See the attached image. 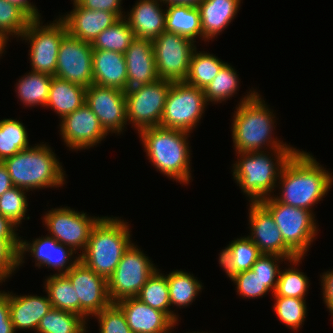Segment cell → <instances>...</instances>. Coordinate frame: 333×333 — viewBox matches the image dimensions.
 I'll return each mask as SVG.
<instances>
[{"mask_svg":"<svg viewBox=\"0 0 333 333\" xmlns=\"http://www.w3.org/2000/svg\"><path fill=\"white\" fill-rule=\"evenodd\" d=\"M21 238H0V284L7 281L18 267ZM7 279V280H6Z\"/></svg>","mask_w":333,"mask_h":333,"instance_id":"f6af8a7d","label":"cell"},{"mask_svg":"<svg viewBox=\"0 0 333 333\" xmlns=\"http://www.w3.org/2000/svg\"><path fill=\"white\" fill-rule=\"evenodd\" d=\"M23 123L17 119L0 120V161L31 147Z\"/></svg>","mask_w":333,"mask_h":333,"instance_id":"8d00e7d4","label":"cell"},{"mask_svg":"<svg viewBox=\"0 0 333 333\" xmlns=\"http://www.w3.org/2000/svg\"><path fill=\"white\" fill-rule=\"evenodd\" d=\"M188 333H189V332H188ZM191 333H205V332H198V331H197V332H194V331H193V332H191ZM206 333H208V332H206Z\"/></svg>","mask_w":333,"mask_h":333,"instance_id":"9f6ffc18","label":"cell"},{"mask_svg":"<svg viewBox=\"0 0 333 333\" xmlns=\"http://www.w3.org/2000/svg\"><path fill=\"white\" fill-rule=\"evenodd\" d=\"M16 231L18 227L0 214V238H22Z\"/></svg>","mask_w":333,"mask_h":333,"instance_id":"f907efd6","label":"cell"},{"mask_svg":"<svg viewBox=\"0 0 333 333\" xmlns=\"http://www.w3.org/2000/svg\"><path fill=\"white\" fill-rule=\"evenodd\" d=\"M87 322L79 314L51 308L40 320L36 333H85Z\"/></svg>","mask_w":333,"mask_h":333,"instance_id":"e575fe53","label":"cell"},{"mask_svg":"<svg viewBox=\"0 0 333 333\" xmlns=\"http://www.w3.org/2000/svg\"><path fill=\"white\" fill-rule=\"evenodd\" d=\"M226 63L215 55L205 51H197L196 48L192 54L189 72L184 81L203 90Z\"/></svg>","mask_w":333,"mask_h":333,"instance_id":"d6a6232c","label":"cell"},{"mask_svg":"<svg viewBox=\"0 0 333 333\" xmlns=\"http://www.w3.org/2000/svg\"><path fill=\"white\" fill-rule=\"evenodd\" d=\"M93 316L98 320L99 333H133L124 313L115 303Z\"/></svg>","mask_w":333,"mask_h":333,"instance_id":"ee69618b","label":"cell"},{"mask_svg":"<svg viewBox=\"0 0 333 333\" xmlns=\"http://www.w3.org/2000/svg\"><path fill=\"white\" fill-rule=\"evenodd\" d=\"M321 277L322 295L323 302L326 304V308L331 313L333 318V270H328ZM333 321V320H332Z\"/></svg>","mask_w":333,"mask_h":333,"instance_id":"681fc988","label":"cell"},{"mask_svg":"<svg viewBox=\"0 0 333 333\" xmlns=\"http://www.w3.org/2000/svg\"><path fill=\"white\" fill-rule=\"evenodd\" d=\"M43 143H35L36 146L21 150L3 161L13 186L30 192L64 185L66 173L62 162L56 157L50 145Z\"/></svg>","mask_w":333,"mask_h":333,"instance_id":"5b68a950","label":"cell"},{"mask_svg":"<svg viewBox=\"0 0 333 333\" xmlns=\"http://www.w3.org/2000/svg\"><path fill=\"white\" fill-rule=\"evenodd\" d=\"M93 83L126 91L127 66L123 53L93 50Z\"/></svg>","mask_w":333,"mask_h":333,"instance_id":"484cf974","label":"cell"},{"mask_svg":"<svg viewBox=\"0 0 333 333\" xmlns=\"http://www.w3.org/2000/svg\"><path fill=\"white\" fill-rule=\"evenodd\" d=\"M52 308L48 295H16L9 293V314L15 332L33 330L36 332L42 317ZM25 329V330H24Z\"/></svg>","mask_w":333,"mask_h":333,"instance_id":"cb8c5ba5","label":"cell"},{"mask_svg":"<svg viewBox=\"0 0 333 333\" xmlns=\"http://www.w3.org/2000/svg\"><path fill=\"white\" fill-rule=\"evenodd\" d=\"M259 203L272 215L285 244L298 256L307 255L318 235L315 215L306 209L280 203L273 196Z\"/></svg>","mask_w":333,"mask_h":333,"instance_id":"52a82bcc","label":"cell"},{"mask_svg":"<svg viewBox=\"0 0 333 333\" xmlns=\"http://www.w3.org/2000/svg\"><path fill=\"white\" fill-rule=\"evenodd\" d=\"M80 300V316L86 320L111 304L107 280L79 260L66 274Z\"/></svg>","mask_w":333,"mask_h":333,"instance_id":"2e32d148","label":"cell"},{"mask_svg":"<svg viewBox=\"0 0 333 333\" xmlns=\"http://www.w3.org/2000/svg\"><path fill=\"white\" fill-rule=\"evenodd\" d=\"M273 309L278 319L293 331L301 329L307 317L306 299L273 296ZM303 324V325H302Z\"/></svg>","mask_w":333,"mask_h":333,"instance_id":"60d3db41","label":"cell"},{"mask_svg":"<svg viewBox=\"0 0 333 333\" xmlns=\"http://www.w3.org/2000/svg\"><path fill=\"white\" fill-rule=\"evenodd\" d=\"M242 0H203L200 11L202 41H212L235 19Z\"/></svg>","mask_w":333,"mask_h":333,"instance_id":"d4e9b609","label":"cell"},{"mask_svg":"<svg viewBox=\"0 0 333 333\" xmlns=\"http://www.w3.org/2000/svg\"><path fill=\"white\" fill-rule=\"evenodd\" d=\"M59 17L66 24L70 35L88 43H92L102 31L120 19L115 13L90 10L81 7L76 1L73 2L71 12Z\"/></svg>","mask_w":333,"mask_h":333,"instance_id":"44dd1931","label":"cell"},{"mask_svg":"<svg viewBox=\"0 0 333 333\" xmlns=\"http://www.w3.org/2000/svg\"><path fill=\"white\" fill-rule=\"evenodd\" d=\"M26 253H29L35 260V266L38 268L46 267L57 270L55 274H66L79 260L80 255L72 248L65 246L55 240L53 237L46 235L45 237L33 239L31 242L20 239L18 251V267L22 266ZM74 254H77L75 256ZM75 256V257H74Z\"/></svg>","mask_w":333,"mask_h":333,"instance_id":"ac0fdd59","label":"cell"},{"mask_svg":"<svg viewBox=\"0 0 333 333\" xmlns=\"http://www.w3.org/2000/svg\"><path fill=\"white\" fill-rule=\"evenodd\" d=\"M92 52L91 43L73 37L67 32L59 46L54 76L88 88L93 84Z\"/></svg>","mask_w":333,"mask_h":333,"instance_id":"5bb4252c","label":"cell"},{"mask_svg":"<svg viewBox=\"0 0 333 333\" xmlns=\"http://www.w3.org/2000/svg\"><path fill=\"white\" fill-rule=\"evenodd\" d=\"M86 104L107 134L124 132L128 124L125 91L93 83L86 88Z\"/></svg>","mask_w":333,"mask_h":333,"instance_id":"9a60e30c","label":"cell"},{"mask_svg":"<svg viewBox=\"0 0 333 333\" xmlns=\"http://www.w3.org/2000/svg\"><path fill=\"white\" fill-rule=\"evenodd\" d=\"M248 237L262 254H274L288 259L298 257L284 242L272 215L259 203L249 202Z\"/></svg>","mask_w":333,"mask_h":333,"instance_id":"d6986e66","label":"cell"},{"mask_svg":"<svg viewBox=\"0 0 333 333\" xmlns=\"http://www.w3.org/2000/svg\"><path fill=\"white\" fill-rule=\"evenodd\" d=\"M288 260V258L274 254H262L256 260L251 270L261 279H269V289H272L273 294L278 282L280 270L282 269L279 267V264Z\"/></svg>","mask_w":333,"mask_h":333,"instance_id":"bcb514c9","label":"cell"},{"mask_svg":"<svg viewBox=\"0 0 333 333\" xmlns=\"http://www.w3.org/2000/svg\"><path fill=\"white\" fill-rule=\"evenodd\" d=\"M59 135L71 150H85L100 144L108 135L91 108L84 103L60 119Z\"/></svg>","mask_w":333,"mask_h":333,"instance_id":"e0dca14e","label":"cell"},{"mask_svg":"<svg viewBox=\"0 0 333 333\" xmlns=\"http://www.w3.org/2000/svg\"><path fill=\"white\" fill-rule=\"evenodd\" d=\"M165 9V31L186 36L195 42L197 37L202 39L200 11L197 6L167 5Z\"/></svg>","mask_w":333,"mask_h":333,"instance_id":"f1b7e54d","label":"cell"},{"mask_svg":"<svg viewBox=\"0 0 333 333\" xmlns=\"http://www.w3.org/2000/svg\"><path fill=\"white\" fill-rule=\"evenodd\" d=\"M204 92L185 81L173 82L168 92L160 127L191 133L205 114Z\"/></svg>","mask_w":333,"mask_h":333,"instance_id":"ba28073f","label":"cell"},{"mask_svg":"<svg viewBox=\"0 0 333 333\" xmlns=\"http://www.w3.org/2000/svg\"><path fill=\"white\" fill-rule=\"evenodd\" d=\"M278 180L280 195H272L277 201L313 214V206L326 197L333 185L332 173L311 153L299 149L286 162Z\"/></svg>","mask_w":333,"mask_h":333,"instance_id":"6da1fadb","label":"cell"},{"mask_svg":"<svg viewBox=\"0 0 333 333\" xmlns=\"http://www.w3.org/2000/svg\"><path fill=\"white\" fill-rule=\"evenodd\" d=\"M167 5H191L198 6L203 0H161Z\"/></svg>","mask_w":333,"mask_h":333,"instance_id":"db71d44e","label":"cell"},{"mask_svg":"<svg viewBox=\"0 0 333 333\" xmlns=\"http://www.w3.org/2000/svg\"><path fill=\"white\" fill-rule=\"evenodd\" d=\"M43 287L52 308L80 315V300H76L75 289L64 274L49 275Z\"/></svg>","mask_w":333,"mask_h":333,"instance_id":"836d02e7","label":"cell"},{"mask_svg":"<svg viewBox=\"0 0 333 333\" xmlns=\"http://www.w3.org/2000/svg\"><path fill=\"white\" fill-rule=\"evenodd\" d=\"M169 287V300L172 307H188L203 289L202 283L193 274L174 270L165 275Z\"/></svg>","mask_w":333,"mask_h":333,"instance_id":"4dcf8cb0","label":"cell"},{"mask_svg":"<svg viewBox=\"0 0 333 333\" xmlns=\"http://www.w3.org/2000/svg\"><path fill=\"white\" fill-rule=\"evenodd\" d=\"M161 0H137L124 16L135 38L154 40L165 31L166 9Z\"/></svg>","mask_w":333,"mask_h":333,"instance_id":"603a6c76","label":"cell"},{"mask_svg":"<svg viewBox=\"0 0 333 333\" xmlns=\"http://www.w3.org/2000/svg\"><path fill=\"white\" fill-rule=\"evenodd\" d=\"M138 135L147 159L157 172L183 185L191 182L189 132L157 126L142 129Z\"/></svg>","mask_w":333,"mask_h":333,"instance_id":"277c9868","label":"cell"},{"mask_svg":"<svg viewBox=\"0 0 333 333\" xmlns=\"http://www.w3.org/2000/svg\"><path fill=\"white\" fill-rule=\"evenodd\" d=\"M138 245L132 243L124 252L112 276L107 280L111 303L137 297L147 280L159 269Z\"/></svg>","mask_w":333,"mask_h":333,"instance_id":"30bf717a","label":"cell"},{"mask_svg":"<svg viewBox=\"0 0 333 333\" xmlns=\"http://www.w3.org/2000/svg\"><path fill=\"white\" fill-rule=\"evenodd\" d=\"M230 280L236 285V292L242 298L257 299L272 292L269 289V279H261L251 269L232 275Z\"/></svg>","mask_w":333,"mask_h":333,"instance_id":"7bdbcfd3","label":"cell"},{"mask_svg":"<svg viewBox=\"0 0 333 333\" xmlns=\"http://www.w3.org/2000/svg\"><path fill=\"white\" fill-rule=\"evenodd\" d=\"M26 189L13 186L0 196V214L19 227L26 216L28 206ZM27 218H26V217Z\"/></svg>","mask_w":333,"mask_h":333,"instance_id":"b9f144b4","label":"cell"},{"mask_svg":"<svg viewBox=\"0 0 333 333\" xmlns=\"http://www.w3.org/2000/svg\"><path fill=\"white\" fill-rule=\"evenodd\" d=\"M124 313L133 333H171L177 326L164 312L152 308L137 297L115 303Z\"/></svg>","mask_w":333,"mask_h":333,"instance_id":"ffe728a7","label":"cell"},{"mask_svg":"<svg viewBox=\"0 0 333 333\" xmlns=\"http://www.w3.org/2000/svg\"><path fill=\"white\" fill-rule=\"evenodd\" d=\"M172 81L157 79L147 85L125 91L127 122L138 132L160 126Z\"/></svg>","mask_w":333,"mask_h":333,"instance_id":"8fae6325","label":"cell"},{"mask_svg":"<svg viewBox=\"0 0 333 333\" xmlns=\"http://www.w3.org/2000/svg\"><path fill=\"white\" fill-rule=\"evenodd\" d=\"M137 298L145 304L164 312L175 324L178 325L179 316L171 310L169 300V287L164 273L157 270L141 288Z\"/></svg>","mask_w":333,"mask_h":333,"instance_id":"1f68e13d","label":"cell"},{"mask_svg":"<svg viewBox=\"0 0 333 333\" xmlns=\"http://www.w3.org/2000/svg\"><path fill=\"white\" fill-rule=\"evenodd\" d=\"M262 255L259 248L248 236L232 240L219 254V264L227 277L250 270Z\"/></svg>","mask_w":333,"mask_h":333,"instance_id":"4316f807","label":"cell"},{"mask_svg":"<svg viewBox=\"0 0 333 333\" xmlns=\"http://www.w3.org/2000/svg\"><path fill=\"white\" fill-rule=\"evenodd\" d=\"M42 17L32 19L20 37L30 43L31 71L55 75L59 46L67 33L66 24L59 17L43 25Z\"/></svg>","mask_w":333,"mask_h":333,"instance_id":"9c48e42d","label":"cell"},{"mask_svg":"<svg viewBox=\"0 0 333 333\" xmlns=\"http://www.w3.org/2000/svg\"><path fill=\"white\" fill-rule=\"evenodd\" d=\"M297 150L273 149L235 153L237 161L232 164L231 170L233 179L249 202H259L274 195L284 165Z\"/></svg>","mask_w":333,"mask_h":333,"instance_id":"3957f363","label":"cell"},{"mask_svg":"<svg viewBox=\"0 0 333 333\" xmlns=\"http://www.w3.org/2000/svg\"><path fill=\"white\" fill-rule=\"evenodd\" d=\"M13 184L6 165L0 161V196L8 189L12 188Z\"/></svg>","mask_w":333,"mask_h":333,"instance_id":"f5cc1de1","label":"cell"},{"mask_svg":"<svg viewBox=\"0 0 333 333\" xmlns=\"http://www.w3.org/2000/svg\"><path fill=\"white\" fill-rule=\"evenodd\" d=\"M6 43L0 38V57L2 56L3 52L5 51Z\"/></svg>","mask_w":333,"mask_h":333,"instance_id":"11a10c76","label":"cell"},{"mask_svg":"<svg viewBox=\"0 0 333 333\" xmlns=\"http://www.w3.org/2000/svg\"><path fill=\"white\" fill-rule=\"evenodd\" d=\"M239 77L235 68L228 62L221 68L217 76L203 89L206 101L217 104L230 100L239 90Z\"/></svg>","mask_w":333,"mask_h":333,"instance_id":"f35d334b","label":"cell"},{"mask_svg":"<svg viewBox=\"0 0 333 333\" xmlns=\"http://www.w3.org/2000/svg\"><path fill=\"white\" fill-rule=\"evenodd\" d=\"M192 39L164 31L153 40V51L159 79L172 82L184 81L196 47Z\"/></svg>","mask_w":333,"mask_h":333,"instance_id":"4fadbf2b","label":"cell"},{"mask_svg":"<svg viewBox=\"0 0 333 333\" xmlns=\"http://www.w3.org/2000/svg\"><path fill=\"white\" fill-rule=\"evenodd\" d=\"M32 18L19 6L0 0V38L8 44L9 36L20 38Z\"/></svg>","mask_w":333,"mask_h":333,"instance_id":"ab89813d","label":"cell"},{"mask_svg":"<svg viewBox=\"0 0 333 333\" xmlns=\"http://www.w3.org/2000/svg\"><path fill=\"white\" fill-rule=\"evenodd\" d=\"M42 218L49 236L72 248L76 253L80 251L81 255L86 249L91 230L102 216L91 217L84 211L79 212L68 206L62 208L60 206V208H51Z\"/></svg>","mask_w":333,"mask_h":333,"instance_id":"7c38bea8","label":"cell"},{"mask_svg":"<svg viewBox=\"0 0 333 333\" xmlns=\"http://www.w3.org/2000/svg\"><path fill=\"white\" fill-rule=\"evenodd\" d=\"M129 222L121 217L103 216L93 227L80 260L108 280L124 252L132 244Z\"/></svg>","mask_w":333,"mask_h":333,"instance_id":"8992f818","label":"cell"},{"mask_svg":"<svg viewBox=\"0 0 333 333\" xmlns=\"http://www.w3.org/2000/svg\"><path fill=\"white\" fill-rule=\"evenodd\" d=\"M261 96L251 89L236 105L231 124L235 153L296 149L274 138L275 115Z\"/></svg>","mask_w":333,"mask_h":333,"instance_id":"7a4b0ae2","label":"cell"},{"mask_svg":"<svg viewBox=\"0 0 333 333\" xmlns=\"http://www.w3.org/2000/svg\"><path fill=\"white\" fill-rule=\"evenodd\" d=\"M134 39V32L123 17L102 31L91 46L93 50L116 51L124 54Z\"/></svg>","mask_w":333,"mask_h":333,"instance_id":"74e56055","label":"cell"},{"mask_svg":"<svg viewBox=\"0 0 333 333\" xmlns=\"http://www.w3.org/2000/svg\"><path fill=\"white\" fill-rule=\"evenodd\" d=\"M52 77L49 74L29 71L16 83L15 92L21 103L29 108L45 107L49 97Z\"/></svg>","mask_w":333,"mask_h":333,"instance_id":"f546056e","label":"cell"},{"mask_svg":"<svg viewBox=\"0 0 333 333\" xmlns=\"http://www.w3.org/2000/svg\"><path fill=\"white\" fill-rule=\"evenodd\" d=\"M124 56L127 66L126 90L147 85L159 79L152 40L135 38Z\"/></svg>","mask_w":333,"mask_h":333,"instance_id":"7402d4cb","label":"cell"},{"mask_svg":"<svg viewBox=\"0 0 333 333\" xmlns=\"http://www.w3.org/2000/svg\"><path fill=\"white\" fill-rule=\"evenodd\" d=\"M0 333H16L9 314V291H0Z\"/></svg>","mask_w":333,"mask_h":333,"instance_id":"c3c4849f","label":"cell"},{"mask_svg":"<svg viewBox=\"0 0 333 333\" xmlns=\"http://www.w3.org/2000/svg\"><path fill=\"white\" fill-rule=\"evenodd\" d=\"M8 1L21 7L32 19L41 17V13H39L40 11H38L36 5L34 6V4L30 2V0H8Z\"/></svg>","mask_w":333,"mask_h":333,"instance_id":"816d5d0a","label":"cell"},{"mask_svg":"<svg viewBox=\"0 0 333 333\" xmlns=\"http://www.w3.org/2000/svg\"><path fill=\"white\" fill-rule=\"evenodd\" d=\"M303 259L304 257L289 259L290 267L284 268L283 271L280 270L278 282L273 293L274 296L306 299L310 286L309 277L297 268Z\"/></svg>","mask_w":333,"mask_h":333,"instance_id":"d590c367","label":"cell"},{"mask_svg":"<svg viewBox=\"0 0 333 333\" xmlns=\"http://www.w3.org/2000/svg\"><path fill=\"white\" fill-rule=\"evenodd\" d=\"M76 2L81 7L90 10H102L115 13L119 18H123L126 14L121 8L122 0H76Z\"/></svg>","mask_w":333,"mask_h":333,"instance_id":"7dc6e473","label":"cell"},{"mask_svg":"<svg viewBox=\"0 0 333 333\" xmlns=\"http://www.w3.org/2000/svg\"><path fill=\"white\" fill-rule=\"evenodd\" d=\"M86 103V88L67 80L52 77L49 97L45 107L51 108L61 119Z\"/></svg>","mask_w":333,"mask_h":333,"instance_id":"83f0119b","label":"cell"}]
</instances>
